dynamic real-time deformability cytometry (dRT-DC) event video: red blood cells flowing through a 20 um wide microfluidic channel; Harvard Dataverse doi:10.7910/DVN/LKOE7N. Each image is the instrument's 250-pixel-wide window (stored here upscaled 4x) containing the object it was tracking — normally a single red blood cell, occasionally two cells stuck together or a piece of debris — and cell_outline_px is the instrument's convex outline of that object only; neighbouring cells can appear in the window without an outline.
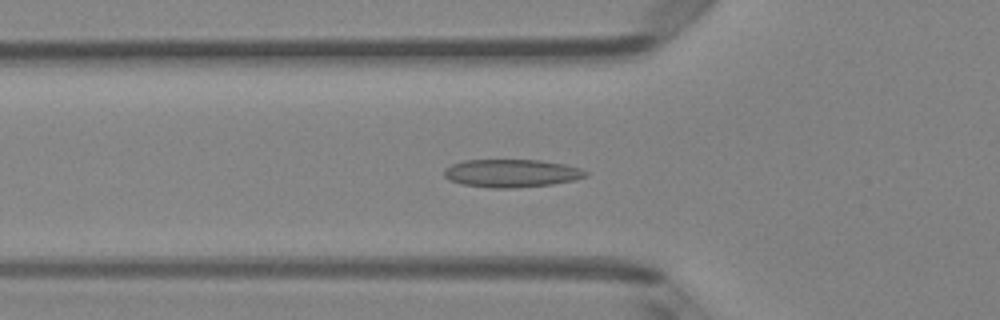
{"species": "Egyptian fruit bat (a non-hibernating species)", "species_latin": "Rousettus aegyptiacus", "temperature_condition": "room temperature", "stored_images_in_passage": 39, "camera_frame_rate_fps": 3000, "um_per_image_px": 0.085, "animal": {"sex": "female"}, "frame": {"image": 1, "passage_image": 9, "time_ms": 2.667, "image_size_px": [1000, 320], "cell_outline_px": [[588, 176], [572, 180], [552, 184], [512, 188], [492, 188], [464, 184], [448, 180], [444, 176], [444, 168], [452, 164], [464, 160], [540, 160], [564, 164], [580, 168], [588, 172]], "centroid_in_image_um": [43.46, 14.72], "position_along_channel_um": 82.3, "area_um2": 23.0}}
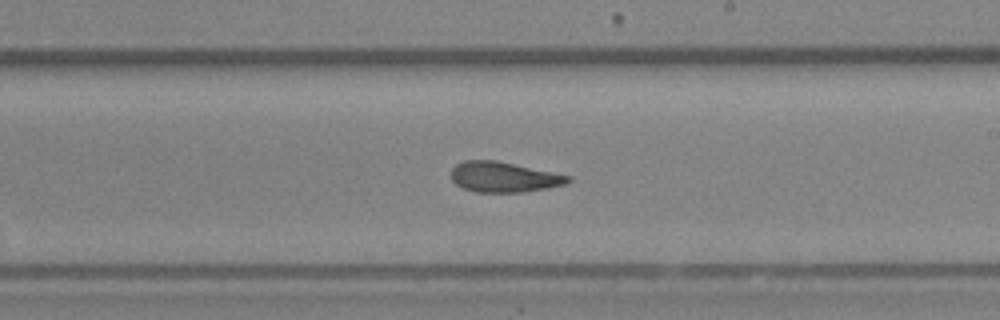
{"frame": {"image": 2, "passage_image": 21, "time_ms": 6.667, "image_size_px": [1000, 320], "cell_outline_px": [[572, 180], [568, 184], [524, 192], [476, 192], [464, 188], [456, 184], [452, 180], [452, 168], [456, 164], [464, 160], [496, 160], [572, 176]], "centroid_in_image_um": [42.85, 15.04], "position_along_channel_um": 246.1, "area_um2": 20.69}}
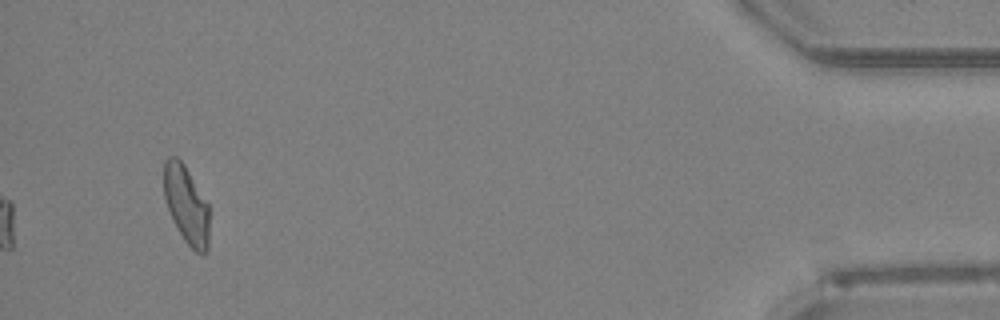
{"frame": {"image": 3, "passage_image": 39, "time_ms": 12.667, "image_size_px": [1000, 320], "cell_outline_px": [[208, 252], [204, 256], [196, 252], [184, 240], [172, 220], [164, 196], [164, 160], [168, 156], [176, 156], [184, 164], [208, 204]], "centroid_in_image_um": [15.83, 17.42], "position_along_channel_um": 419.4, "area_um2": 20.58}, "authors_computed_cell_mechanics": {"area_um2": 21.0392, "velocity_mm_per_s": 4.0906, "shape_relaxation_time_tau1_ms": null, "shape_relaxation_time_tau2_ms": 2.0655, "deformation_change_tau1": null, "deformation_change_tau2": 0.0876}}